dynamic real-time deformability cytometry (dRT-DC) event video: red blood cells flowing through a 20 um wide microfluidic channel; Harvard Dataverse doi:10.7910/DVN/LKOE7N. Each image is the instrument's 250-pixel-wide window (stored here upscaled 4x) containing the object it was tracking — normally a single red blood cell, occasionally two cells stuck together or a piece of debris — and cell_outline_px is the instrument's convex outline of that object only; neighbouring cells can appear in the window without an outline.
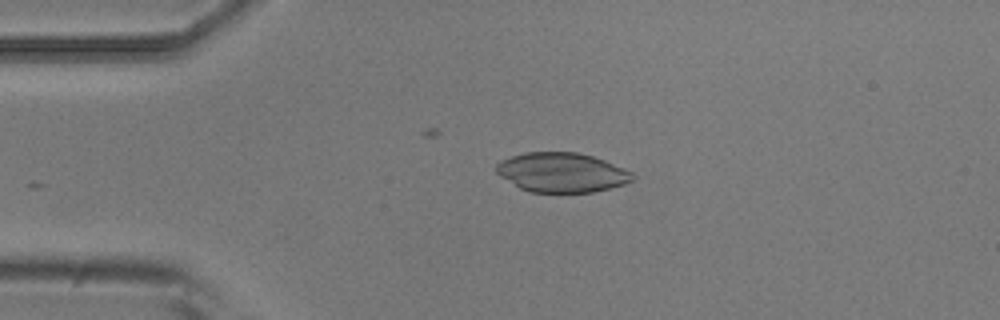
{"species": "common noctule bat (a hibernating species)", "species_latin": "Nyctalus noctula", "temperature_condition": "room temperature", "stored_images_in_passage": 28, "camera_frame_rate_fps": 3000, "um_per_image_px": 0.085, "animal": {"sex": "male", "body_mass_g": 20.5, "forearm_length_mm": 52.5}, "frame": {"image": 1, "passage_image": 4, "time_ms": 1.0, "image_size_px": [1000, 320], "cell_outline_px": [[636, 176], [632, 180], [624, 184], [612, 188], [592, 192], [528, 192], [520, 188], [500, 176], [496, 172], [496, 164], [500, 160], [524, 152], [576, 152], [592, 156], [604, 160], [624, 168], [632, 172]], "centroid_in_image_um": [47.75, 14.66], "position_along_channel_um": 37.2, "area_um2": 31.44}}
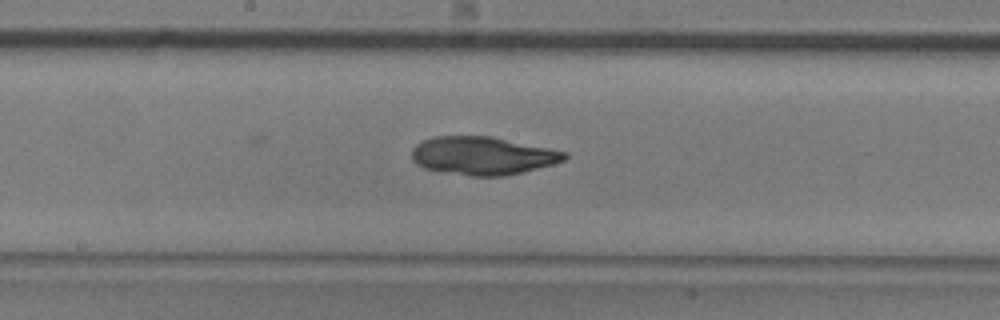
{"frame": {"image": 2, "passage_image": 20, "time_ms": 6.333, "image_size_px": [1000, 320], "cell_outline_px": [[568, 156], [564, 160], [552, 164], [504, 176], [472, 176], [424, 168], [416, 164], [412, 160], [412, 148], [416, 144], [432, 136], [492, 136], [568, 152]], "centroid_in_image_um": [41.01, 13.22], "position_along_channel_um": 207.2, "area_um2": 33.76}}
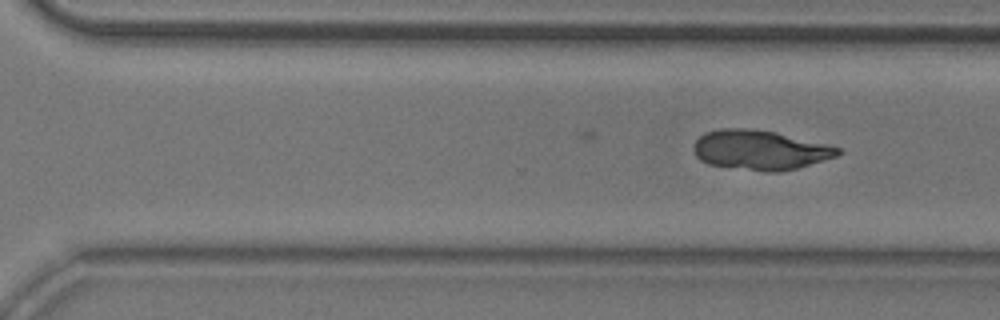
{"frame": {"image": 3, "passage_image": 28, "time_ms": 9.0, "image_size_px": [1000, 320], "cell_outline_px": [[840, 152], [836, 156], [796, 168], [776, 172], [768, 172], [708, 164], [700, 160], [696, 156], [692, 148], [692, 144], [704, 132], [720, 128], [744, 128], [776, 132], [828, 144], [840, 148]], "centroid_in_image_um": [64.55, 12.73], "position_along_channel_um": 306.0, "area_um2": 33.18}}